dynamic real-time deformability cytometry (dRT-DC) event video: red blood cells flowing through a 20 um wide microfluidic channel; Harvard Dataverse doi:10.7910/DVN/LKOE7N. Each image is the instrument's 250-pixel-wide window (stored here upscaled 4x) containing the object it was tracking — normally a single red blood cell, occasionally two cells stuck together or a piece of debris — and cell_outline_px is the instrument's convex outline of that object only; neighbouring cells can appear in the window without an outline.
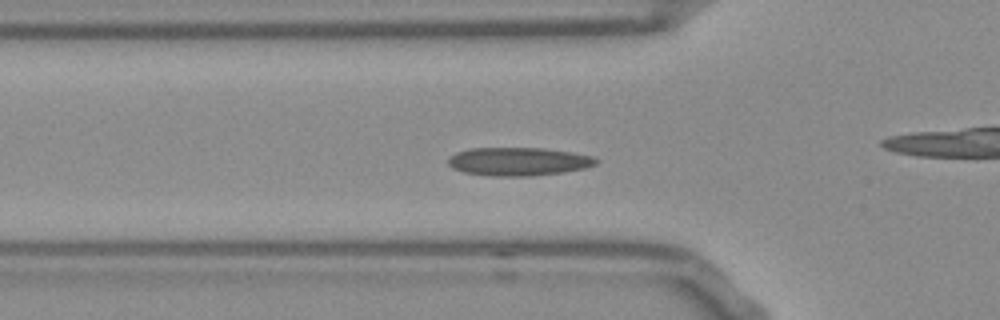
{"species": "Egyptian fruit bat (a non-hibernating species)", "species_latin": "Rousettus aegyptiacus", "temperature_condition": "room temperature", "stored_images_in_passage": 53, "camera_frame_rate_fps": 3000, "um_per_image_px": 0.085, "frame": {"image": 1, "passage_image": 16, "time_ms": 5.0, "image_size_px": [1000, 320], "cell_outline_px": [[600, 160], [596, 164], [584, 168], [564, 172], [528, 176], [492, 176], [464, 172], [452, 168], [448, 164], [448, 156], [456, 152], [472, 148], [544, 148], [572, 152], [592, 156]], "centroid_in_image_um": [44.06, 13.72], "position_along_channel_um": 81.7, "area_um2": 24.45}, "authors_computed_cell_mechanics": {"area_um2": 22.4842, "velocity_mm_per_s": 3.7466, "shape_relaxation_time_tau1_ms": null, "shape_relaxation_time_tau2_ms": 2.2995, "deformation_change_tau1": null, "deformation_change_tau2": 0.0683}}